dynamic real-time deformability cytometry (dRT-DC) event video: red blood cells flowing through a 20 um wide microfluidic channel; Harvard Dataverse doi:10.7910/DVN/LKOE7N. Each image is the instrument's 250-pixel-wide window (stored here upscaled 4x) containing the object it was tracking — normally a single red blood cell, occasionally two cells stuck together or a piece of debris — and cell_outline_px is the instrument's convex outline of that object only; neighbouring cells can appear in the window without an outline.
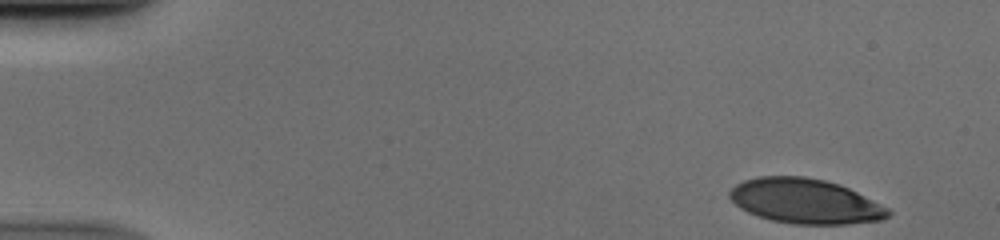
{"species": "human", "species_latin": "Homo sapiens", "temperature_condition": "cold", "stored_images_in_passage": 43, "camera_frame_rate_fps": 3000, "um_per_image_px": 0.085, "donor": {"sex": "male"}, "frame": {"image": 1, "passage_image": 1, "time_ms": 0.0, "image_size_px": [1000, 240], "cell_outline_px": [[892, 212], [888, 216], [880, 220], [848, 224], [792, 224], [772, 220], [748, 212], [740, 208], [724, 196], [736, 184], [744, 180], [756, 176], [804, 176], [824, 180], [840, 184], [888, 208]], "centroid_in_image_um": [68.38, 17.09], "position_along_channel_um": 16.6, "area_um2": 41.5}}
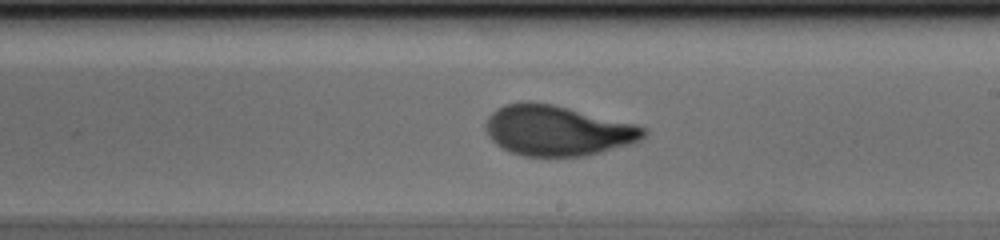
{"frame": {"image": 2, "passage_image": 28, "time_ms": 9.0, "image_size_px": [1000, 240], "cell_outline_px": [[648, 136], [636, 144], [584, 156], [524, 156], [500, 148], [488, 136], [484, 128], [484, 124], [488, 116], [496, 108], [504, 104], [528, 100], [552, 104], [636, 124], [644, 128], [648, 132]], "centroid_in_image_um": [47.39, 11.1], "position_along_channel_um": 241.6, "area_um2": 46.93}}
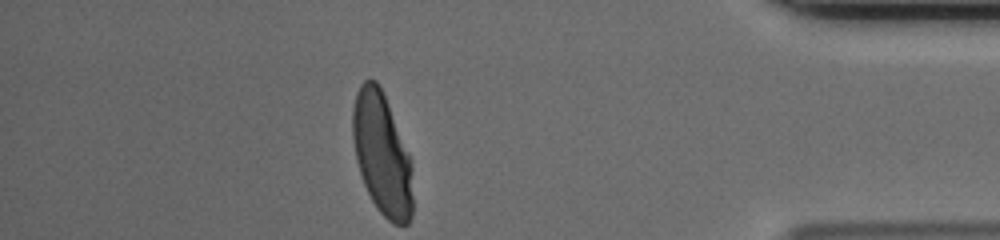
{"frame": {"image": 3, "passage_image": 43, "time_ms": 14.0, "image_size_px": [1000, 240], "cell_outline_px": [[412, 216], [408, 224], [392, 224], [376, 208], [364, 184], [356, 160], [352, 140], [352, 108], [356, 92], [360, 84], [364, 80], [376, 80], [380, 84], [384, 92], [408, 152], [412, 168]], "centroid_in_image_um": [32.45, 13.07], "position_along_channel_um": 402.7, "area_um2": 43.06}}